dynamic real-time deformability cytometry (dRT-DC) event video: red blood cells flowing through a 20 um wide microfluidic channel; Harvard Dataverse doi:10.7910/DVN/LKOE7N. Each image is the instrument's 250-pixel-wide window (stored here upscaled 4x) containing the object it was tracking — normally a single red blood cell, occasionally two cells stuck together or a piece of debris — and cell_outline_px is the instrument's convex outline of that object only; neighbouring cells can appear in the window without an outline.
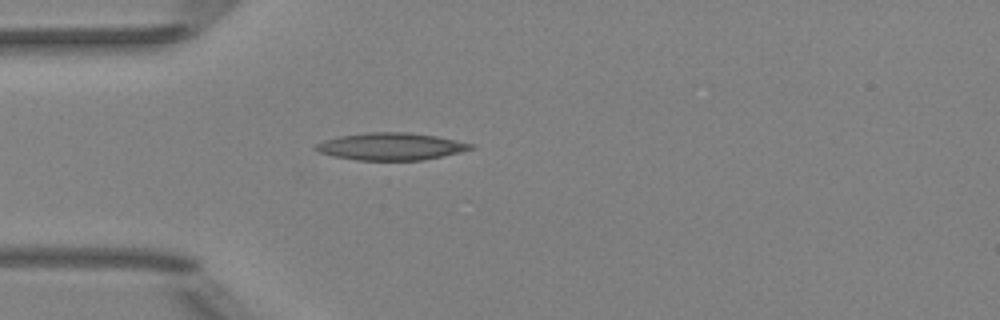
{"species": "Egyptian fruit bat (a non-hibernating species)", "species_latin": "Rousettus aegyptiacus", "temperature_condition": "room temperature", "stored_images_in_passage": 37, "camera_frame_rate_fps": 3000, "um_per_image_px": 0.085, "animal": {"sex": "female"}, "frame": {"image": 1, "passage_image": 1, "time_ms": 0.0, "image_size_px": [1000, 320], "cell_outline_px": [[476, 148], [460, 152], [424, 160], [356, 160], [332, 156], [320, 152], [312, 148], [316, 144], [324, 140], [340, 136], [368, 132], [408, 132], [436, 136], [476, 144]], "centroid_in_image_um": [33.25, 12.45], "position_along_channel_um": 51.8, "area_um2": 24.74}}
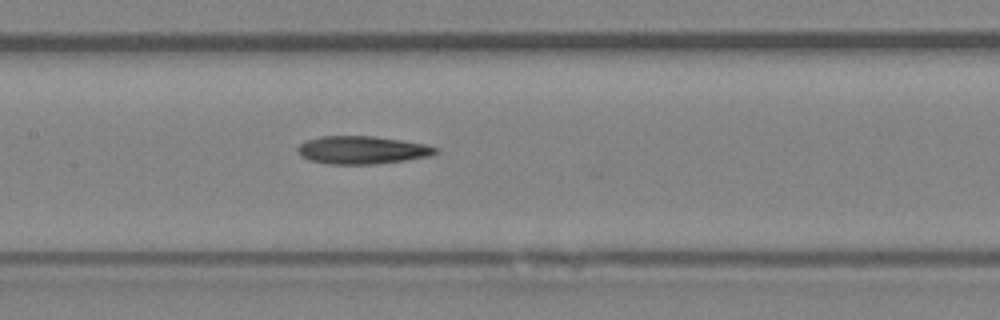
{"frame": {"image": 2, "passage_image": 11, "time_ms": 3.333, "image_size_px": [1000, 320], "cell_outline_px": [[440, 152], [432, 156], [408, 160], [376, 164], [328, 164], [308, 160], [300, 156], [296, 152], [296, 148], [300, 144], [308, 140], [320, 136], [372, 136], [400, 140], [424, 144], [440, 148]], "centroid_in_image_um": [30.8, 12.76], "position_along_channel_um": 176.6, "area_um2": 22.72}}
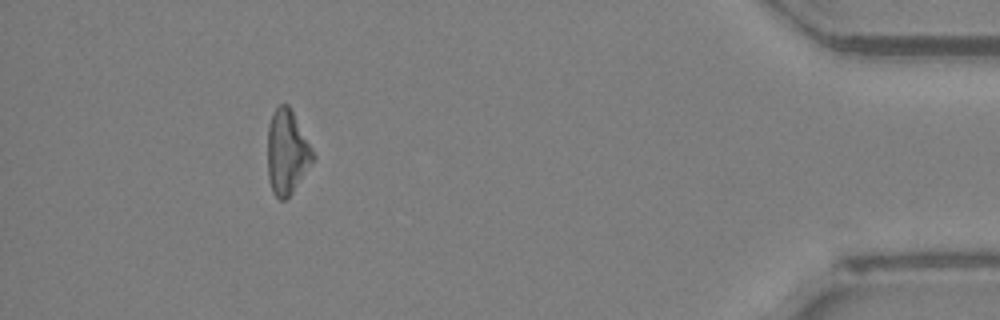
{"frame": {"image": 3, "passage_image": 33, "time_ms": 10.667, "image_size_px": [1000, 320], "cell_outline_px": [[316, 156], [292, 192], [284, 200], [280, 200], [272, 192], [268, 180], [268, 124], [272, 112], [280, 104], [288, 104], [312, 148]], "centroid_in_image_um": [24.37, 12.93], "position_along_channel_um": 410.8, "area_um2": 22.08}, "authors_computed_cell_mechanics": {"area_um2": 22.542, "velocity_mm_per_s": 4.0121, "shape_relaxation_time_tau1_ms": 6.939, "shape_relaxation_time_tau2_ms": null, "deformation_change_tau1": 0.1711, "deformation_change_tau2": null}}